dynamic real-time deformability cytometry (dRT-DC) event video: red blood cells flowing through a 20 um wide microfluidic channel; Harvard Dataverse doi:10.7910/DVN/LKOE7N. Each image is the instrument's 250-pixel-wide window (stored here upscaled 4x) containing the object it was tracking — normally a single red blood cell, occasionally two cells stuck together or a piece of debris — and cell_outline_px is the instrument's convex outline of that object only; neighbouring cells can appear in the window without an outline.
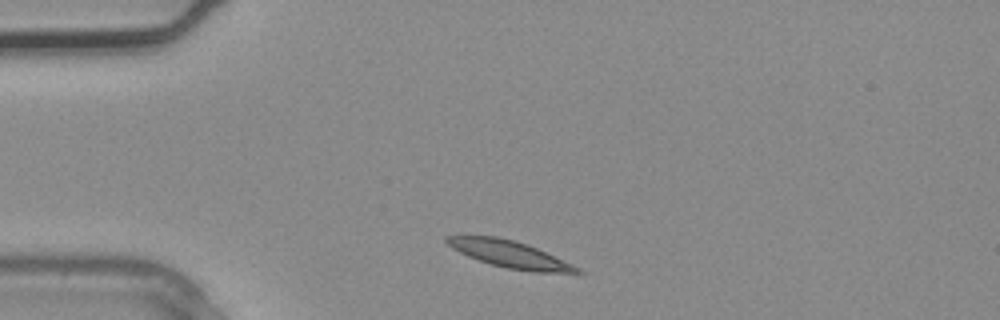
{"species": "common noctule bat (a hibernating species)", "species_latin": "Nyctalus noctula", "temperature_condition": "warm", "stored_images_in_passage": 2, "camera_frame_rate_fps": 3000, "um_per_image_px": 0.085, "animal": {"sex": "male", "body_mass_g": 20.4}, "frame": {"image": 1, "passage_image": 2, "time_ms": 0.333, "image_size_px": [1000, 320], "cell_outline_px": [[584, 272], [532, 272], [508, 268], [492, 264], [468, 256], [452, 248], [444, 240], [444, 236], [496, 236], [512, 240], [536, 248], [572, 264], [580, 268]], "centroid_in_image_um": [43.29, 21.6], "position_along_channel_um": 41.7, "area_um2": 19.83}}